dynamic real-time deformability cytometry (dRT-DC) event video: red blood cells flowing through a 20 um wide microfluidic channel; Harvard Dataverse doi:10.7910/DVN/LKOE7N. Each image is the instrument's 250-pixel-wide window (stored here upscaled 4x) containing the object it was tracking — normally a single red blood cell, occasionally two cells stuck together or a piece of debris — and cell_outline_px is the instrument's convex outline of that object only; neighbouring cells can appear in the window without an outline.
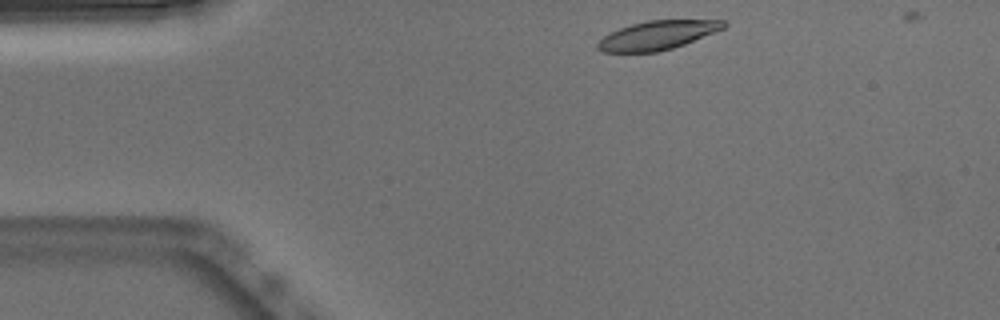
{"species": "Egyptian fruit bat (a non-hibernating species)", "species_latin": "Rousettus aegyptiacus", "temperature_condition": "warm", "stored_images_in_passage": 41, "camera_frame_rate_fps": 3000, "um_per_image_px": 0.085, "animal": {"sex": "male"}, "frame": {"image": 1, "passage_image": 1, "time_ms": 0.0, "image_size_px": [1000, 320], "cell_outline_px": [[728, 24], [724, 28], [684, 44], [672, 48], [656, 52], [604, 52], [596, 48], [596, 44], [608, 32], [632, 24], [648, 20], [724, 20]], "centroid_in_image_um": [55.86, 2.99], "position_along_channel_um": 29.1, "area_um2": 21.04}}
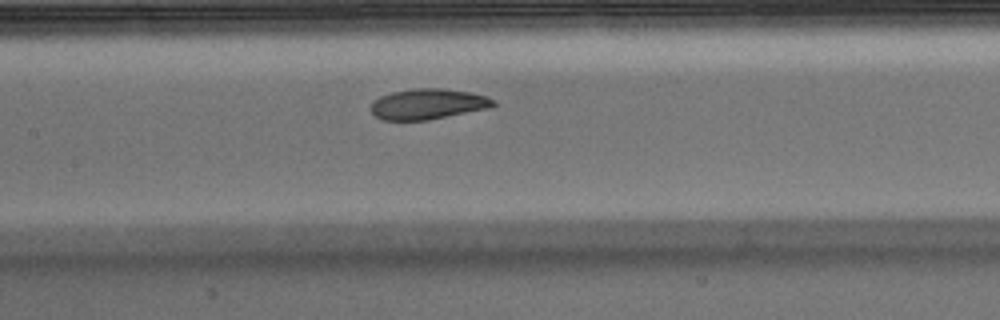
{"frame": {"image": 2, "passage_image": 16, "time_ms": 5.0, "image_size_px": [1000, 320], "cell_outline_px": [[496, 104], [492, 108], [428, 120], [384, 120], [376, 116], [368, 108], [372, 100], [380, 96], [392, 92], [416, 88], [440, 88], [468, 92], [484, 96], [496, 100]], "centroid_in_image_um": [36.36, 8.85], "position_along_channel_um": 171.0, "area_um2": 21.96}}
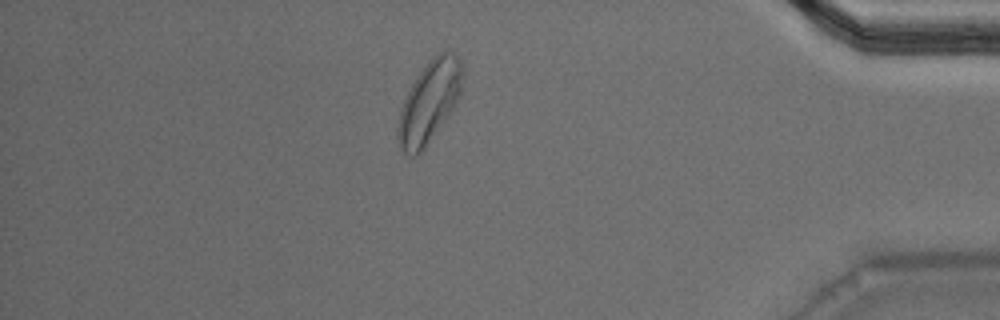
{"frame": {"image": 3, "passage_image": 37, "time_ms": 12.0, "image_size_px": [1000, 320], "cell_outline_px": [[460, 96], [456, 104], [448, 116], [424, 148], [416, 156], [412, 156], [404, 152], [400, 148], [396, 136], [396, 128], [400, 108], [412, 84], [428, 60], [436, 52], [444, 48], [456, 56], [460, 60]], "centroid_in_image_um": [36.45, 8.67], "position_along_channel_um": 398.8, "area_um2": 30.4}}